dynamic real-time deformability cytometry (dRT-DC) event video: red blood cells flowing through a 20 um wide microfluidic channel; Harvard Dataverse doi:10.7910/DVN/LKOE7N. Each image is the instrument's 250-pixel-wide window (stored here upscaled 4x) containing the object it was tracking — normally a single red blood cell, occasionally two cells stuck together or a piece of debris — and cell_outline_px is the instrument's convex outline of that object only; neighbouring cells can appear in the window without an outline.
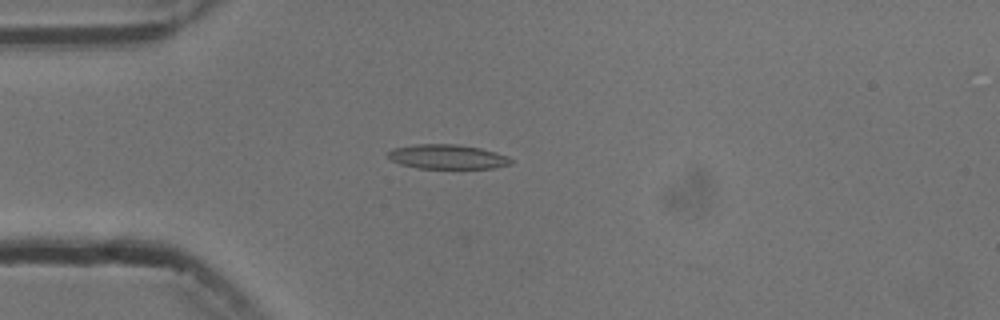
{"species": "common noctule bat (a hibernating species)", "species_latin": "Nyctalus noctula", "temperature_condition": "cold", "stored_images_in_passage": 8, "camera_frame_rate_fps": 3000, "um_per_image_px": 0.085, "animal": {"sex": "male", "body_mass_g": 13.3}, "frame": {"image": 1, "passage_image": 4, "time_ms": 3.667, "image_size_px": [1000, 320], "cell_outline_px": [[512, 164], [492, 168], [416, 168], [400, 164], [392, 160], [388, 156], [388, 152], [392, 148], [416, 144], [456, 144], [480, 148], [496, 152], [508, 156], [512, 160]], "centroid_in_image_um": [38.03, 13.32], "position_along_channel_um": 47.0, "area_um2": 17.51}}
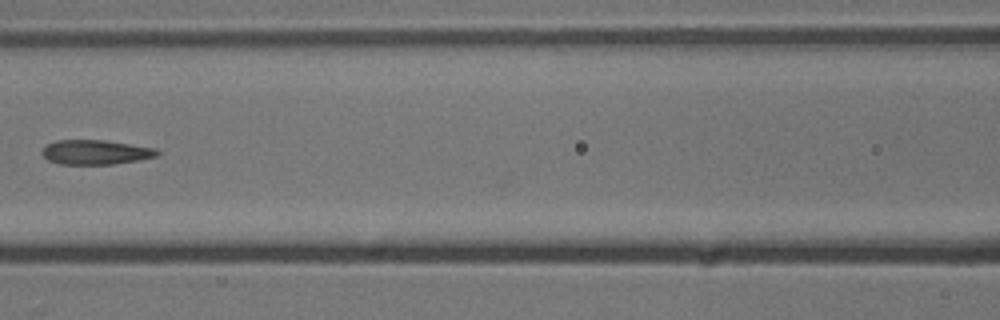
{"frame": {"image": 2, "passage_image": 7, "time_ms": 7.0, "image_size_px": [1000, 320], "cell_outline_px": [[160, 152], [156, 156], [136, 160], [112, 164], [60, 164], [48, 160], [40, 152], [48, 144], [56, 140], [104, 140], [156, 148]], "centroid_in_image_um": [8.1, 12.93], "position_along_channel_um": 158.5, "area_um2": 16.3}}
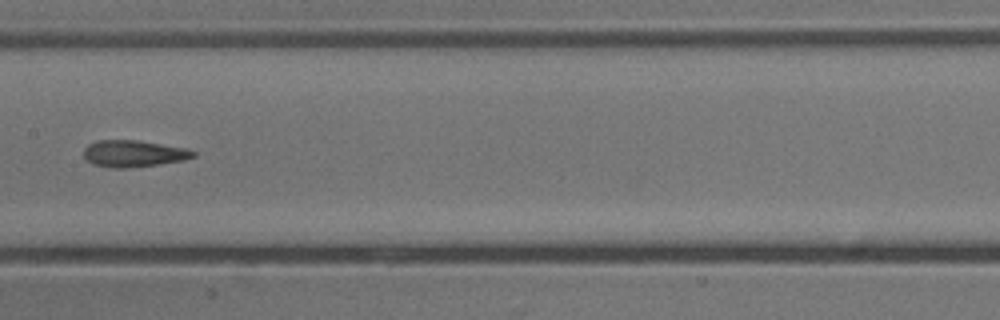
{"frame": {"image": 3, "passage_image": 8, "time_ms": 8.0, "image_size_px": [1000, 320], "cell_outline_px": [[196, 156], [184, 160], [128, 168], [112, 168], [96, 164], [88, 160], [84, 156], [84, 148], [88, 144], [100, 140], [136, 140], [188, 148], [196, 152]], "centroid_in_image_um": [11.39, 13.04], "position_along_channel_um": 196.0, "area_um2": 16.88}}